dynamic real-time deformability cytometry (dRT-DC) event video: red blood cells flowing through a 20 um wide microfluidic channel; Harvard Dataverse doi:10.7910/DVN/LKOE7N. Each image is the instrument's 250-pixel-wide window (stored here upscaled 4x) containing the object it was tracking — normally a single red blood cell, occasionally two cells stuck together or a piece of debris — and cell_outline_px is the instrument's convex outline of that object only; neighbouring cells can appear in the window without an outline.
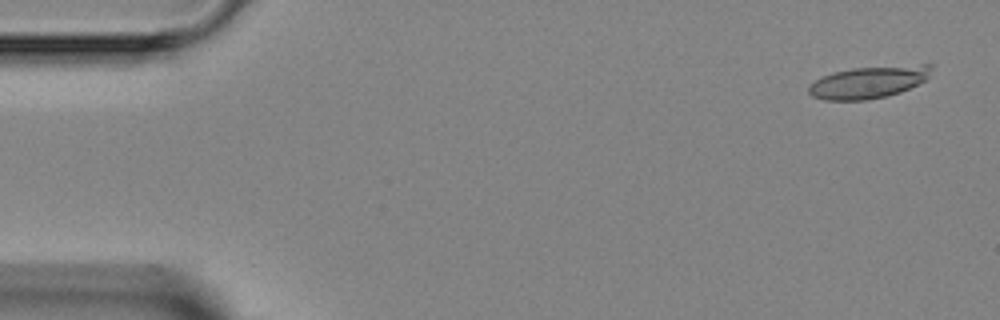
{"species": "Egyptian fruit bat (a non-hibernating species)", "species_latin": "Rousettus aegyptiacus", "temperature_condition": "room temperature", "stored_images_in_passage": 4, "camera_frame_rate_fps": 3000, "um_per_image_px": 0.085, "animal": {"sex": "female"}, "frame": {"image": 1, "passage_image": 1, "time_ms": 0.0, "image_size_px": [1000, 320], "cell_outline_px": [[932, 68], [928, 80], [900, 92], [888, 96], [868, 100], [824, 100], [812, 96], [808, 92], [808, 84], [820, 76], [832, 72], [852, 68], [920, 64], [932, 64]], "centroid_in_image_um": [73.83, 6.98], "position_along_channel_um": 11.2, "area_um2": 23.41}}
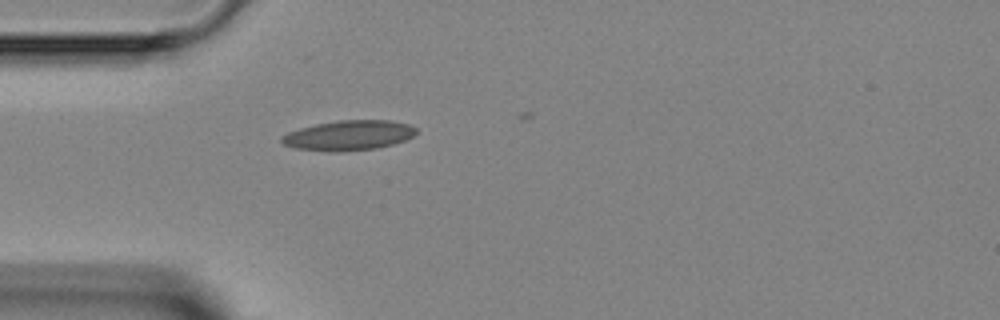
{"frame": {"image": 2, "passage_image": 4, "time_ms": 3.667, "image_size_px": [1000, 320], "cell_outline_px": [[416, 132], [412, 136], [404, 140], [392, 144], [376, 148], [340, 152], [332, 152], [296, 148], [284, 144], [280, 140], [280, 136], [288, 132], [300, 128], [316, 124], [336, 120], [392, 120], [408, 124], [416, 128]], "centroid_in_image_um": [29.61, 11.5], "position_along_channel_um": 55.4, "area_um2": 23.47}}